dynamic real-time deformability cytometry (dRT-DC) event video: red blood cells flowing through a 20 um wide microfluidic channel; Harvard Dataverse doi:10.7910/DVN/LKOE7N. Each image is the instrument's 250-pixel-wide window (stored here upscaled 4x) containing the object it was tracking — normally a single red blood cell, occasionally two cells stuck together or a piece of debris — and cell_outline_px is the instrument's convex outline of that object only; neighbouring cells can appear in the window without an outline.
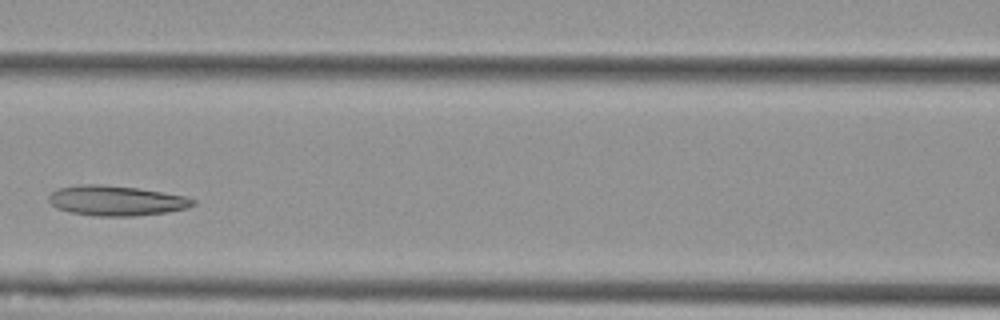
{"species": "Egyptian fruit bat (a non-hibernating species)", "species_latin": "Rousettus aegyptiacus", "temperature_condition": "cold", "stored_images_in_passage": 4, "camera_frame_rate_fps": 3000, "um_per_image_px": 0.085, "animal": {"sex": "female"}, "frame": {"image": 1, "passage_image": 4, "time_ms": 1.0, "image_size_px": [1000, 320], "cell_outline_px": [[196, 204], [184, 208], [164, 212], [136, 216], [92, 216], [68, 212], [56, 208], [48, 200], [48, 196], [52, 192], [60, 188], [80, 184], [100, 184], [136, 188], [164, 192], [184, 196], [196, 200]], "centroid_in_image_um": [9.84, 17.06], "position_along_channel_um": 156.8, "area_um2": 25.2}}